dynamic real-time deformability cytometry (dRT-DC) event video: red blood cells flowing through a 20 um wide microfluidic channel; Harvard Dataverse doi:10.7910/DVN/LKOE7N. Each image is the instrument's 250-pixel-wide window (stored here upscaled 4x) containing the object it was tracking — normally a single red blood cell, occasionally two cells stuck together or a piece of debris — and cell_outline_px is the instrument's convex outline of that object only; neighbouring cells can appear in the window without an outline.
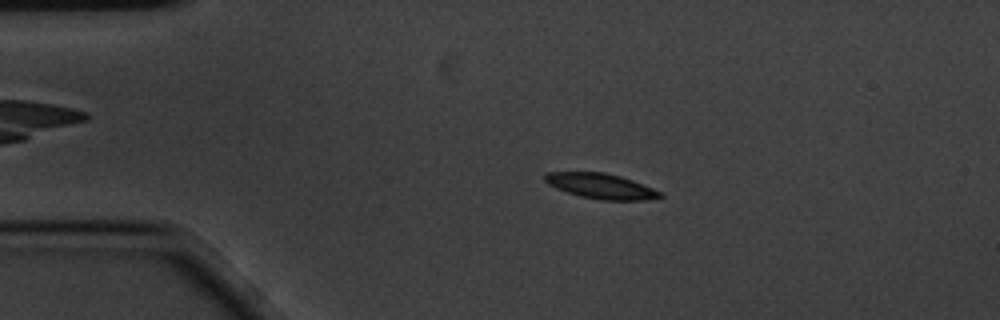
{"species": "common noctule bat (a hibernating species)", "species_latin": "Nyctalus noctula", "temperature_condition": "cold", "stored_images_in_passage": 8, "camera_frame_rate_fps": 3000, "um_per_image_px": 0.085, "animal": {"sex": "male", "body_mass_g": 20.1, "forearm_length_mm": 53.5}, "frame": {"image": 1, "passage_image": 3, "time_ms": 0.667, "image_size_px": [1000, 320], "cell_outline_px": [[664, 196], [644, 200], [600, 200], [580, 196], [556, 188], [548, 184], [544, 180], [544, 176], [548, 172], [604, 172], [620, 176], [632, 180], [664, 192]], "centroid_in_image_um": [51.11, 15.82], "position_along_channel_um": 33.9, "area_um2": 16.94}}
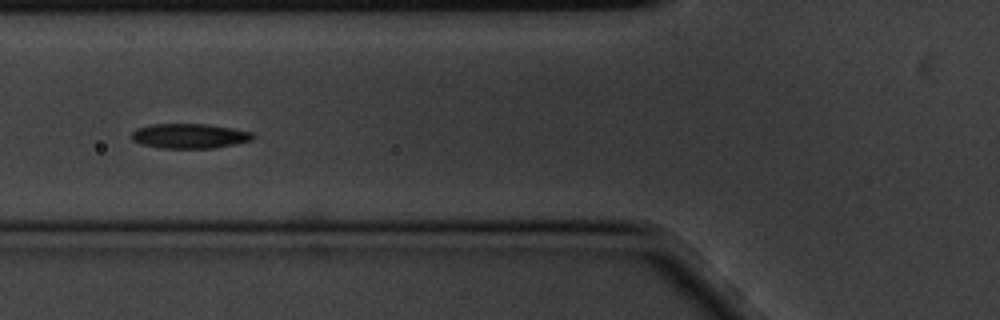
{"frame": {"image": 2, "passage_image": 6, "time_ms": 1.667, "image_size_px": [1000, 320], "cell_outline_px": [[256, 136], [252, 140], [236, 144], [212, 148], [160, 148], [140, 144], [132, 140], [132, 132], [136, 128], [152, 124], [204, 124], [232, 128], [252, 132]], "centroid_in_image_um": [16.11, 11.56], "position_along_channel_um": 109.7, "area_um2": 17.57}}
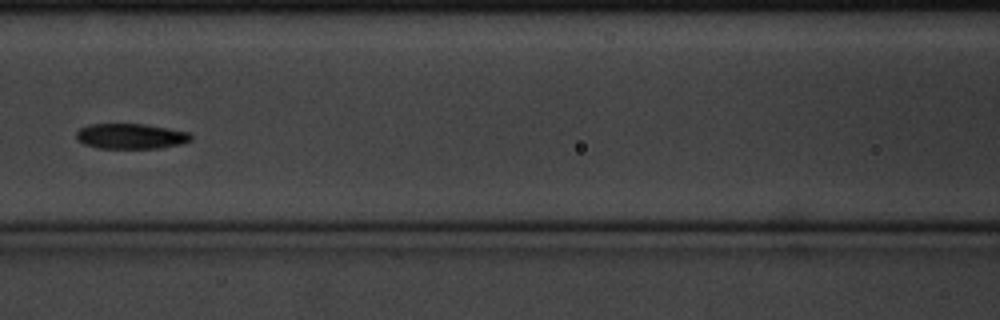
{"frame": {"image": 3, "passage_image": 7, "time_ms": 2.0, "image_size_px": [1000, 320], "cell_outline_px": [[192, 140], [184, 144], [160, 148], [96, 148], [84, 144], [76, 140], [76, 132], [80, 128], [88, 124], [144, 124], [168, 128], [188, 132], [192, 136]], "centroid_in_image_um": [11.12, 11.58], "position_along_channel_um": 155.5, "area_um2": 17.11}}